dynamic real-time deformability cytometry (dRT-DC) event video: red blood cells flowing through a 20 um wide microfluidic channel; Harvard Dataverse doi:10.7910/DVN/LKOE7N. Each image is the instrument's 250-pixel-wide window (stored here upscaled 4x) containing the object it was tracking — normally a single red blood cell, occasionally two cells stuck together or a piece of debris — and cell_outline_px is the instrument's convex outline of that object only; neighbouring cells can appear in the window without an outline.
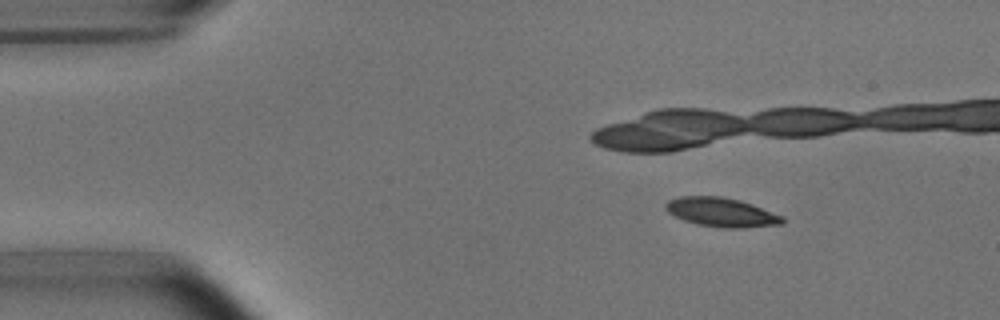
{"species": "common noctule bat (a hibernating species)", "species_latin": "Nyctalus noctula", "temperature_condition": "room temperature", "stored_images_in_passage": 6, "camera_frame_rate_fps": 3000, "um_per_image_px": 0.085, "animal": {"sex": "male", "body_mass_g": 15.6}, "frame": {"image": 1, "passage_image": 1, "time_ms": 0.0, "image_size_px": [1000, 320], "cell_outline_px": [[784, 224], [744, 228], [724, 228], [696, 224], [684, 220], [668, 212], [664, 208], [664, 204], [668, 200], [680, 196], [720, 196], [740, 200], [752, 204], [784, 216]], "centroid_in_image_um": [61.33, 18.04], "position_along_channel_um": 23.7, "area_um2": 19.94}}